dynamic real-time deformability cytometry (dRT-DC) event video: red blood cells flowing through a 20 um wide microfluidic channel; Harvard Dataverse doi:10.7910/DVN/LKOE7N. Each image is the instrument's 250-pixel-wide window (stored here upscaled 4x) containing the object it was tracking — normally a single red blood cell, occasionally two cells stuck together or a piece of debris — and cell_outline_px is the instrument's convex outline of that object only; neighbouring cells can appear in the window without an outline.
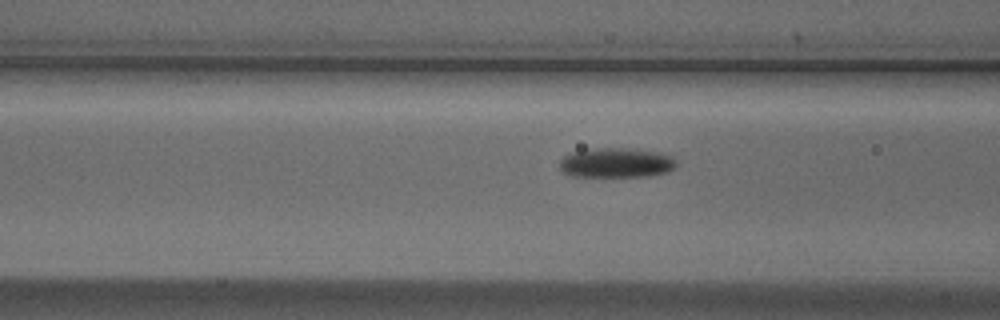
{"species": "Egyptian fruit bat (a non-hibernating species)", "species_latin": "Rousettus aegyptiacus", "temperature_condition": "cold", "stored_images_in_passage": 14, "camera_frame_rate_fps": 3000, "um_per_image_px": 0.085, "animal": {"sex": "male"}, "frame": {"image": 1, "passage_image": 12, "time_ms": 3.667, "image_size_px": [1000, 320], "cell_outline_px": [[676, 164], [668, 172], [648, 176], [568, 176], [560, 168], [560, 160], [564, 156], [572, 152], [596, 148], [620, 148], [652, 152], [672, 156], [676, 160]], "centroid_in_image_um": [52.34, 13.85], "position_along_channel_um": 114.3, "area_um2": 19.88}}